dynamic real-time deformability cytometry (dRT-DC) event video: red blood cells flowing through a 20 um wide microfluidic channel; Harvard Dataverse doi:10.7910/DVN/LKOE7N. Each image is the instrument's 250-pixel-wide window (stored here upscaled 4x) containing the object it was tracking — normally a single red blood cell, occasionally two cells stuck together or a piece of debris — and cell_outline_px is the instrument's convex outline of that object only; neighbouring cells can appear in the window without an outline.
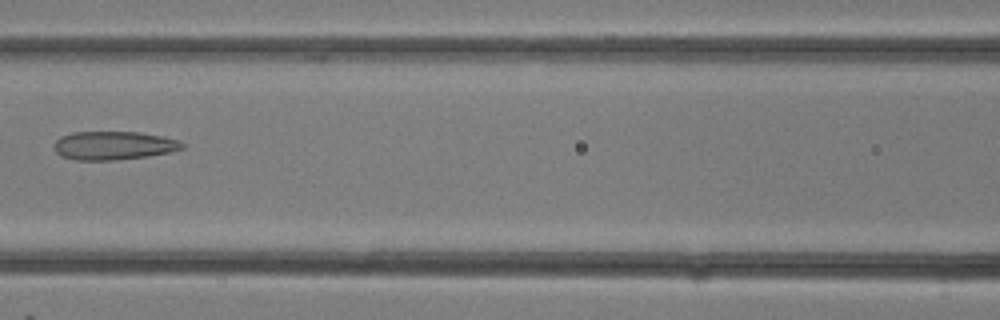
{"species": "common noctule bat (a hibernating species)", "species_latin": "Nyctalus noctula", "temperature_condition": "room temperature", "stored_images_in_passage": 12, "camera_frame_rate_fps": 3000, "um_per_image_px": 0.085, "animal": {"sex": "female"}, "frame": {"image": 1, "passage_image": 9, "time_ms": 2.667, "image_size_px": [1000, 320], "cell_outline_px": [[184, 148], [168, 152], [148, 156], [116, 160], [76, 160], [60, 156], [52, 148], [52, 144], [60, 136], [72, 132], [140, 132], [164, 136], [180, 140], [184, 144]], "centroid_in_image_um": [9.63, 12.36], "position_along_channel_um": 157.0, "area_um2": 21.56}}
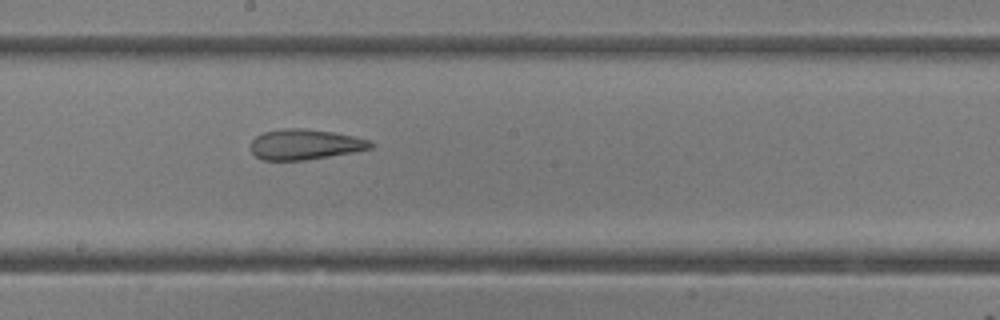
{"frame": {"image": 2, "passage_image": 12, "time_ms": 3.667, "image_size_px": [1000, 320], "cell_outline_px": [[376, 144], [372, 148], [352, 152], [304, 160], [264, 160], [256, 156], [252, 152], [252, 140], [256, 136], [264, 132], [284, 128], [304, 128], [332, 132], [352, 136], [368, 140]], "centroid_in_image_um": [25.92, 12.27], "position_along_channel_um": 222.3, "area_um2": 20.98}}